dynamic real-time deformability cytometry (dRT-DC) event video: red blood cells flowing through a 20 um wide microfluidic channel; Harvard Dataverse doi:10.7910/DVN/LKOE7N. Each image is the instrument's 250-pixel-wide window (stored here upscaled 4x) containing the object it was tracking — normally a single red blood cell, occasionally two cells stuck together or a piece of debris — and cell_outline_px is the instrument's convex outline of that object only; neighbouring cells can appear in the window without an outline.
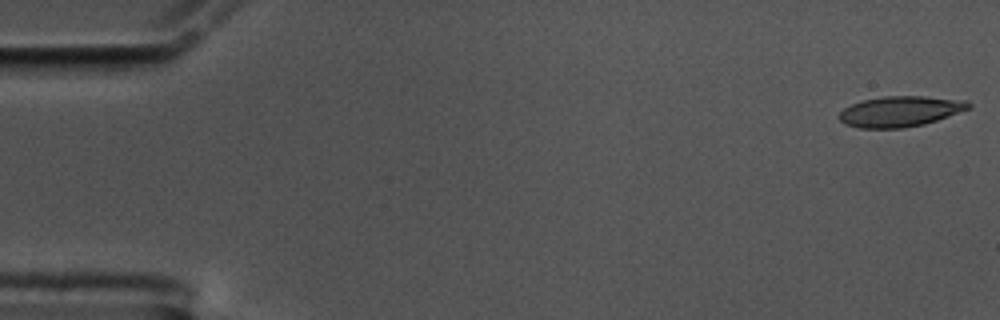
{"species": "common noctule bat (a hibernating species)", "species_latin": "Nyctalus noctula", "temperature_condition": "cold", "stored_images_in_passage": 58, "camera_frame_rate_fps": 3000, "um_per_image_px": 0.085, "animal": {"sex": "male", "body_mass_g": 17.5, "forearm_length_mm": 52.3}, "frame": {"image": 1, "passage_image": 1, "time_ms": 0.0, "image_size_px": [1000, 320], "cell_outline_px": [[972, 108], [924, 124], [904, 128], [860, 128], [844, 124], [840, 120], [840, 112], [844, 108], [852, 104], [864, 100], [884, 96], [924, 96], [968, 100], [972, 104]], "centroid_in_image_um": [76.56, 9.46], "position_along_channel_um": 8.4, "area_um2": 23.06}}
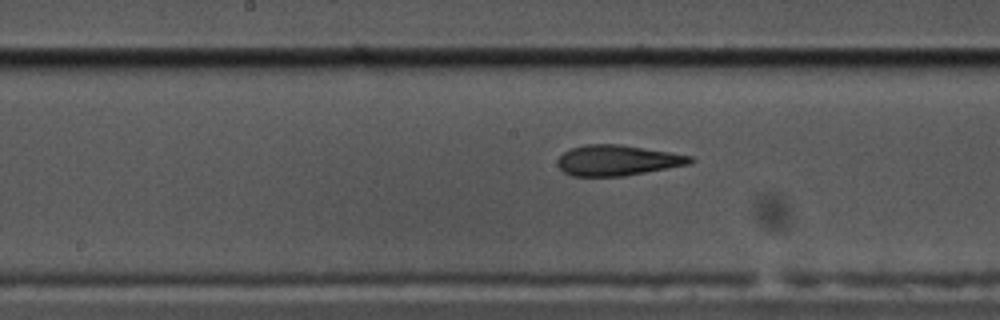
{"frame": {"image": 2, "passage_image": 29, "time_ms": 9.333, "image_size_px": [1000, 320], "cell_outline_px": [[696, 160], [688, 164], [668, 168], [624, 176], [572, 176], [564, 172], [556, 164], [556, 160], [564, 152], [572, 148], [584, 144], [620, 144], [692, 156]], "centroid_in_image_um": [52.45, 13.63], "position_along_channel_um": 195.8, "area_um2": 23.52}}
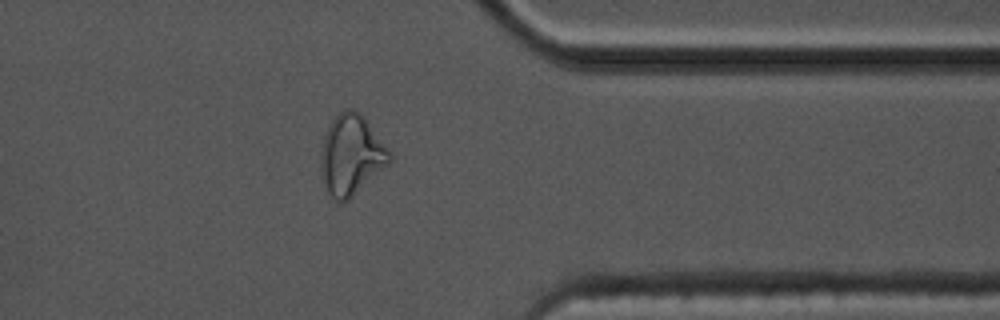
{"frame": {"image": 3, "passage_image": 46, "time_ms": 15.0, "image_size_px": [1000, 320], "cell_outline_px": [[392, 160], [388, 164], [348, 200], [336, 200], [328, 192], [324, 184], [320, 172], [320, 156], [324, 136], [332, 120], [344, 108], [352, 108], [360, 112], [364, 116], [392, 152]], "centroid_in_image_um": [29.86, 13.13], "position_along_channel_um": 381.5, "area_um2": 32.02}, "authors_computed_cell_mechanics": {"area_um2": 23.8714, "velocity_mm_per_s": 3.4521, "shape_relaxation_time_tau1_ms": null, "shape_relaxation_time_tau2_ms": 2.3754, "deformation_change_tau1": null, "deformation_change_tau2": 0.1059}}